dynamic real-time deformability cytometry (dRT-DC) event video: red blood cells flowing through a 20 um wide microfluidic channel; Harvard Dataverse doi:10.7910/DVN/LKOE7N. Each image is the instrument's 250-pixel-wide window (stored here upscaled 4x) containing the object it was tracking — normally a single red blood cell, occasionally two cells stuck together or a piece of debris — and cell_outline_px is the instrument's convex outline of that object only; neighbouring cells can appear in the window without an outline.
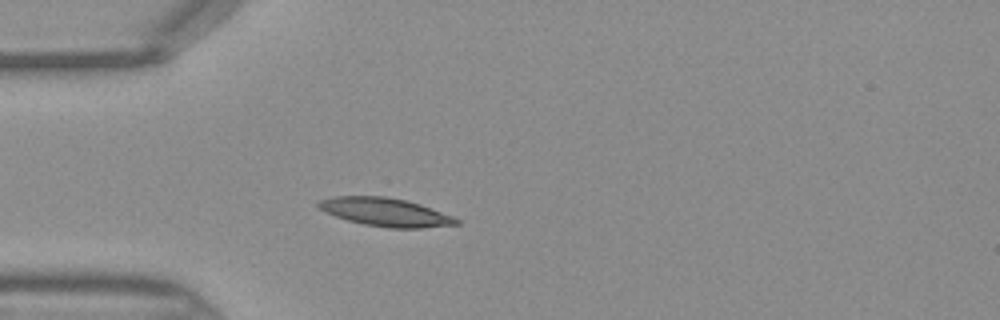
{"species": "Egyptian fruit bat (a non-hibernating species)", "species_latin": "Rousettus aegyptiacus", "temperature_condition": "warm", "stored_images_in_passage": 34, "camera_frame_rate_fps": 3000, "um_per_image_px": 0.085, "frame": {"image": 1, "passage_image": 1, "time_ms": 0.0, "image_size_px": [1000, 320], "cell_outline_px": [[460, 224], [420, 228], [388, 228], [364, 224], [348, 220], [324, 212], [316, 204], [320, 200], [332, 196], [384, 196], [404, 200], [420, 204], [452, 216], [460, 220]], "centroid_in_image_um": [32.75, 18.03], "position_along_channel_um": 52.3, "area_um2": 22.6}}
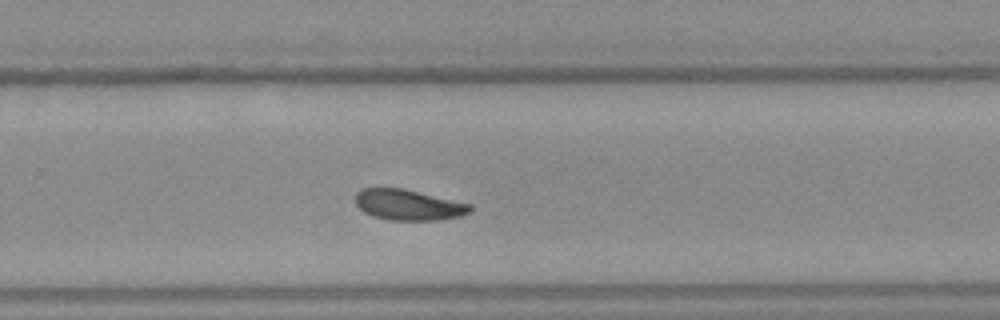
{"frame": {"image": 2, "passage_image": 18, "time_ms": 5.667, "image_size_px": [1000, 320], "cell_outline_px": [[472, 212], [460, 216], [440, 220], [388, 220], [372, 216], [364, 212], [356, 204], [356, 192], [360, 188], [404, 188], [472, 204]], "centroid_in_image_um": [34.73, 17.41], "position_along_channel_um": 295.1, "area_um2": 20.75}}
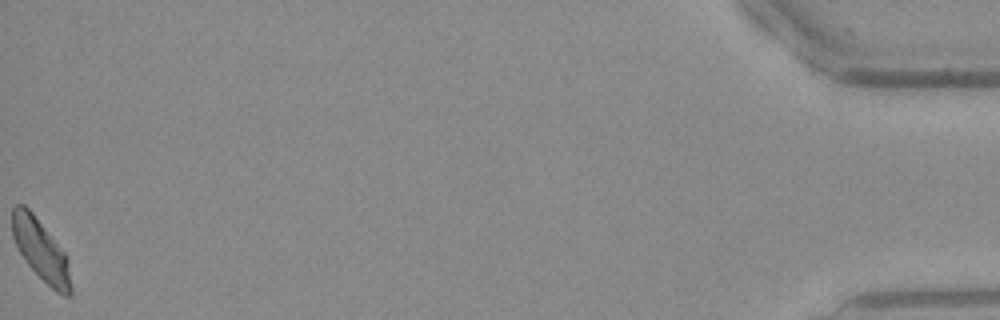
{"frame": {"image": 3, "passage_image": 34, "time_ms": 11.0, "image_size_px": [1000, 320], "cell_outline_px": [[72, 292], [68, 296], [64, 296], [56, 292], [24, 260], [12, 236], [12, 208], [16, 204], [24, 204], [32, 212], [64, 252], [68, 260], [72, 288]], "centroid_in_image_um": [3.47, 21.26], "position_along_channel_um": 431.7, "area_um2": 20.63}}